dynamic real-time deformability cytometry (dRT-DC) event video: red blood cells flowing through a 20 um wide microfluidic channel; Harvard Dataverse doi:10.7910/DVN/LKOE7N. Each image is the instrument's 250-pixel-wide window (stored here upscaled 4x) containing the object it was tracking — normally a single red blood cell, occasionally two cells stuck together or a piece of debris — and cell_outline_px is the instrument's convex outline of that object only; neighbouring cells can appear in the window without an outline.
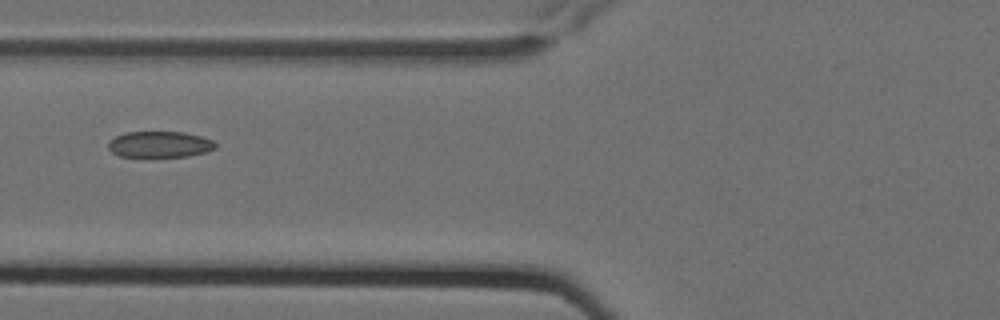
{"species": "Egyptian fruit bat (a non-hibernating species)", "species_latin": "Rousettus aegyptiacus", "temperature_condition": "cold", "stored_images_in_passage": 6, "camera_frame_rate_fps": 3000, "um_per_image_px": 0.085, "animal": {"sex": "female"}, "frame": {"image": 1, "passage_image": 2, "time_ms": 0.333, "image_size_px": [1000, 320], "cell_outline_px": [[216, 148], [208, 152], [188, 156], [120, 156], [112, 152], [108, 148], [108, 140], [124, 132], [184, 132], [200, 136], [212, 140], [216, 144]], "centroid_in_image_um": [13.57, 12.26], "position_along_channel_um": 112.2, "area_um2": 16.3}}
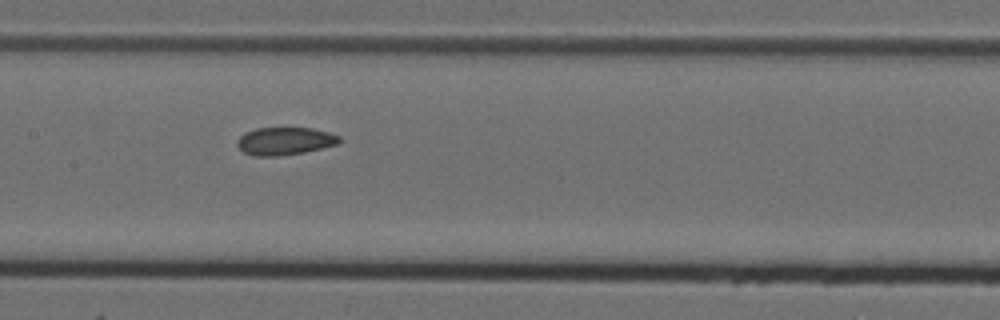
{"frame": {"image": 2, "passage_image": 4, "time_ms": 1.0, "image_size_px": [1000, 320], "cell_outline_px": [[340, 140], [336, 144], [304, 152], [276, 156], [252, 156], [244, 152], [236, 144], [236, 140], [244, 132], [256, 128], [312, 128], [328, 132], [340, 136]], "centroid_in_image_um": [24.16, 11.98], "position_along_channel_um": 183.2, "area_um2": 16.42}}
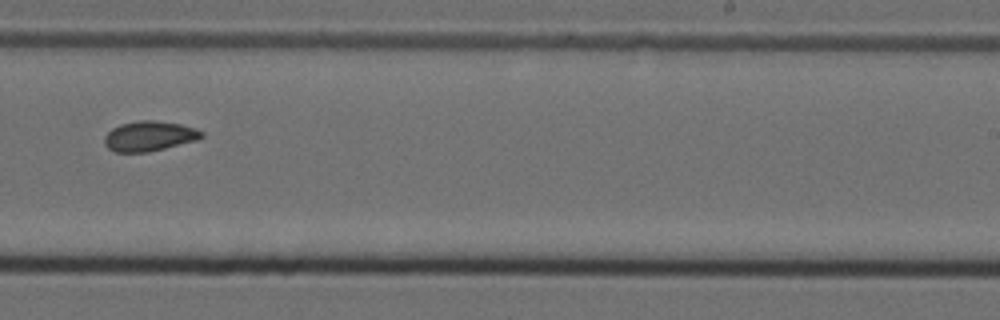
{"frame": {"image": 3, "passage_image": 6, "time_ms": 1.667, "image_size_px": [1000, 320], "cell_outline_px": [[204, 136], [196, 140], [148, 152], [116, 152], [108, 148], [104, 144], [104, 136], [112, 128], [120, 124], [140, 120], [156, 120], [180, 124], [196, 128], [204, 132]], "centroid_in_image_um": [12.68, 11.56], "position_along_channel_um": 276.3, "area_um2": 16.99}}